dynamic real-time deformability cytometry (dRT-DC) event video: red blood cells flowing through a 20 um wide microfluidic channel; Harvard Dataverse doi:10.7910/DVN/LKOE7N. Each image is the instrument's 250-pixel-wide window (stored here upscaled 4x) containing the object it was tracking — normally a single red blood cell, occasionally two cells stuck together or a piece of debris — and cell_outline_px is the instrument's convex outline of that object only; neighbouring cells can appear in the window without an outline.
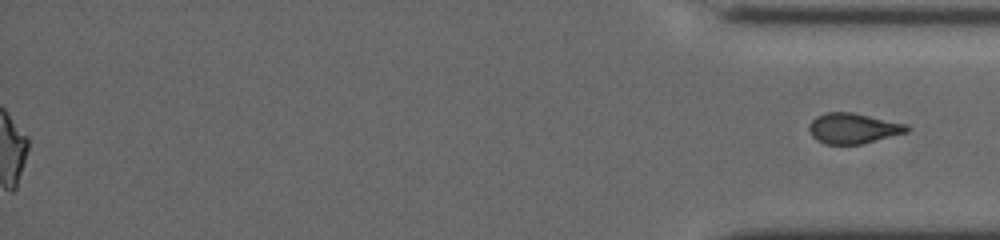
{"species": "common noctule bat (a hibernating species)", "species_latin": "Nyctalus noctula", "temperature_condition": "cold", "stored_images_in_passage": 40, "segment_of_instrument_passage": [2, 2], "camera_frame_rate_fps": 3000, "um_per_image_px": 0.085, "animal": {"sex": "female", "body_mass_g": 19.5, "forearm_length_mm": 54.1}, "frame": {"image": 1, "passage_image": 40, "time_ms": 13.0, "image_size_px": [1000, 240], "cell_outline_px": [[912, 128], [908, 132], [860, 144], [824, 144], [816, 140], [812, 136], [808, 128], [812, 120], [816, 116], [824, 112], [852, 112], [908, 124]], "centroid_in_image_um": [72.53, 10.9], "position_along_channel_um": 362.7, "area_um2": 17.46}}